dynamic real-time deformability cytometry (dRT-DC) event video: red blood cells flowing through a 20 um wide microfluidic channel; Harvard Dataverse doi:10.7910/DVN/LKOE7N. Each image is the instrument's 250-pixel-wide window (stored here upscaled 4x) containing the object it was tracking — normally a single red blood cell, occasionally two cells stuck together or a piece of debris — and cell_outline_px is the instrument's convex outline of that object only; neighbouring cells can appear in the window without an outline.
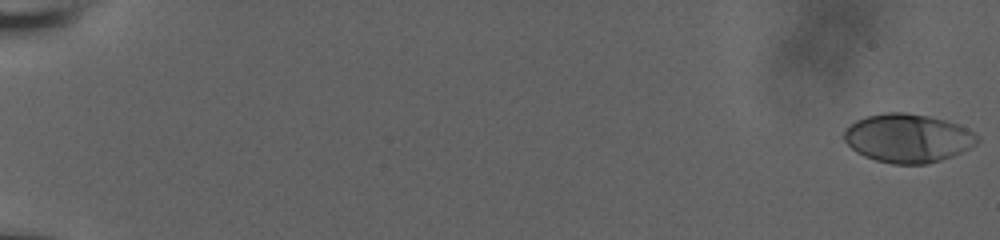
{"species": "human", "species_latin": "Homo sapiens", "temperature_condition": "room temperature", "stored_images_in_passage": 58, "camera_frame_rate_fps": 3000, "um_per_image_px": 0.085, "donor": {"sex": "male"}, "frame": {"image": 1, "passage_image": 1, "time_ms": 0.0, "image_size_px": [1000, 240], "cell_outline_px": [[980, 140], [976, 144], [952, 156], [928, 164], [892, 164], [876, 160], [864, 156], [856, 152], [840, 136], [856, 120], [868, 116], [888, 112], [904, 112], [928, 116], [960, 124], [980, 136]], "centroid_in_image_um": [77.18, 11.75], "position_along_channel_um": 7.8, "area_um2": 37.74}}
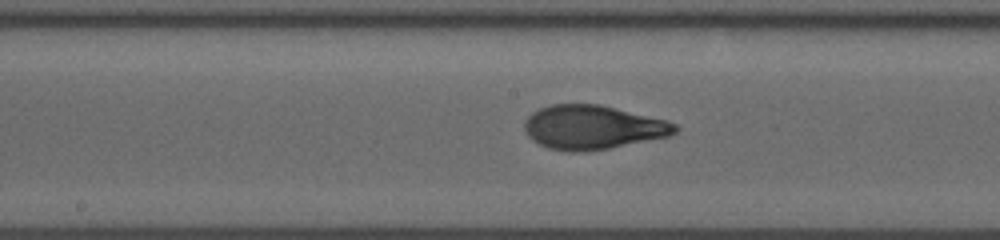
{"frame": {"image": 2, "passage_image": 33, "time_ms": 10.667, "image_size_px": [1000, 240], "cell_outline_px": [[680, 128], [676, 132], [668, 136], [608, 148], [584, 152], [568, 152], [548, 148], [532, 140], [528, 136], [524, 128], [524, 120], [532, 112], [540, 108], [552, 104], [600, 104], [668, 120], [676, 124]], "centroid_in_image_um": [50.37, 10.81], "position_along_channel_um": 197.8, "area_um2": 38.73}}
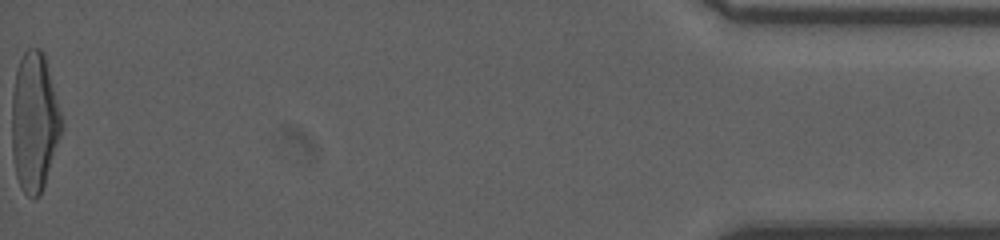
{"frame": {"image": 3, "passage_image": 58, "time_ms": 19.0, "image_size_px": [1000, 240], "cell_outline_px": [[64, 124], [40, 196], [32, 200], [20, 188], [16, 176], [12, 152], [12, 92], [16, 68], [24, 52], [28, 48], [40, 48], [44, 52]], "centroid_in_image_um": [2.91, 10.36], "position_along_channel_um": 432.3, "area_um2": 40.46}, "authors_computed_cell_mechanics": {"area_um2": 37.4833, "velocity_mm_per_s": 3.878, "shape_relaxation_time_tau1_ms": 5.1411, "shape_relaxation_time_tau2_ms": 0.6908, "deformation_change_tau1": 0.2294, "deformation_change_tau2": 0.0647}}